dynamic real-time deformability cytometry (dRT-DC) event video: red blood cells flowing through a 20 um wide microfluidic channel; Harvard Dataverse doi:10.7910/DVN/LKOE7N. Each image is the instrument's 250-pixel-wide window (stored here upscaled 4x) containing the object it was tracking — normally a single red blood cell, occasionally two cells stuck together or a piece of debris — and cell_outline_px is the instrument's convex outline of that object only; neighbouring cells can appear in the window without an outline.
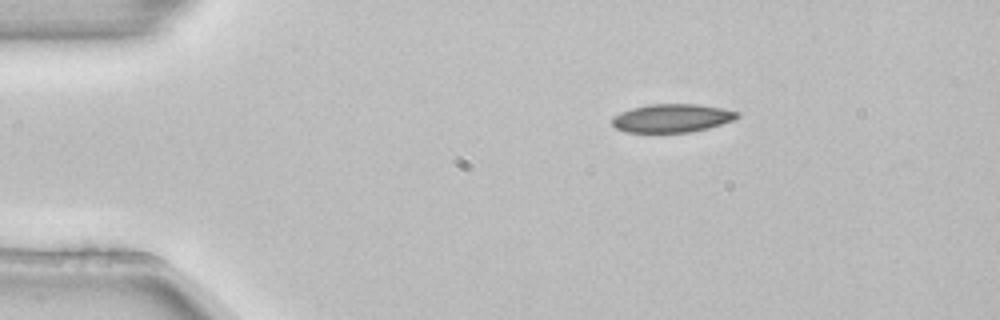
{"species": "common noctule bat (a hibernating species)", "species_latin": "Nyctalus noctula", "temperature_condition": "room temperature", "stored_images_in_passage": 4, "camera_frame_rate_fps": 3000, "um_per_image_px": 0.085, "animal": {"sex": "female", "body_mass_g": 22.7, "forearm_length_mm": 54.2}, "frame": {"image": 1, "passage_image": 1, "time_ms": 0.0, "image_size_px": [1000, 320], "cell_outline_px": [[740, 116], [732, 120], [708, 128], [688, 132], [624, 132], [616, 128], [612, 124], [612, 116], [620, 112], [632, 108], [648, 104], [700, 104], [740, 112]], "centroid_in_image_um": [57.09, 10.03], "position_along_channel_um": 27.9, "area_um2": 20.63}}
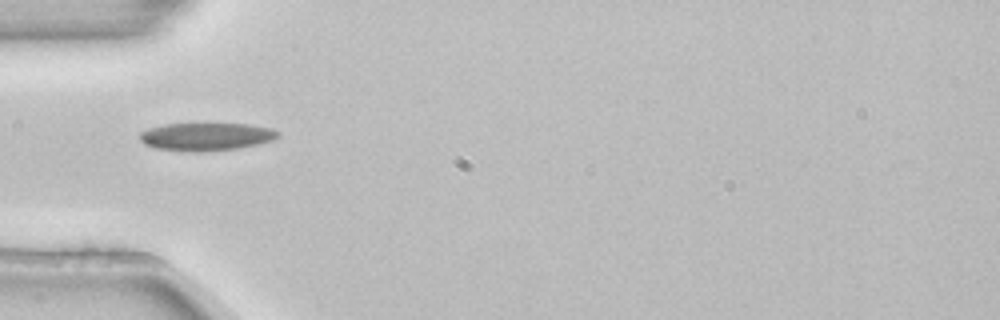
{"frame": {"image": 2, "passage_image": 3, "time_ms": 0.667, "image_size_px": [1000, 320], "cell_outline_px": [[280, 136], [272, 140], [256, 144], [236, 148], [196, 152], [192, 152], [156, 148], [144, 144], [140, 140], [140, 132], [148, 128], [164, 124], [248, 124], [268, 128], [280, 132]], "centroid_in_image_um": [17.48, 11.61], "position_along_channel_um": 67.5, "area_um2": 22.2}}